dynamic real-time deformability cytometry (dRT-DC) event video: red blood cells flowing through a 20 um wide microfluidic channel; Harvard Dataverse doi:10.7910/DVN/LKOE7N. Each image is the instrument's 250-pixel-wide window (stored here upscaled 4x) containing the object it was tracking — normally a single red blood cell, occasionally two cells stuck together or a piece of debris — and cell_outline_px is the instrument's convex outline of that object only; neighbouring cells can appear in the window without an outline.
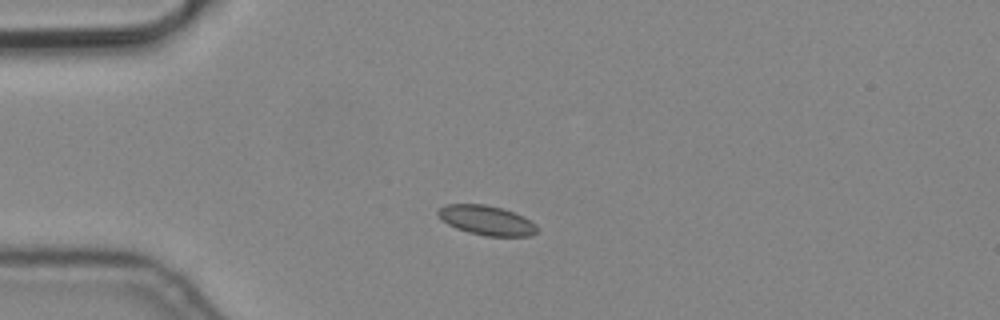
{"species": "common noctule bat (a hibernating species)", "species_latin": "Nyctalus noctula", "temperature_condition": "cold", "stored_images_in_passage": 5, "camera_frame_rate_fps": 3000, "um_per_image_px": 0.085, "animal": {"sex": "male", "body_mass_g": 19.2, "forearm_length_mm": 51.8}, "frame": {"image": 1, "passage_image": 1, "time_ms": 0.0, "image_size_px": [1000, 320], "cell_outline_px": [[536, 232], [528, 236], [484, 236], [468, 232], [456, 228], [448, 224], [436, 212], [444, 204], [484, 204], [500, 208], [524, 216], [536, 224]], "centroid_in_image_um": [41.35, 18.73], "position_along_channel_um": 43.6, "area_um2": 16.88}}
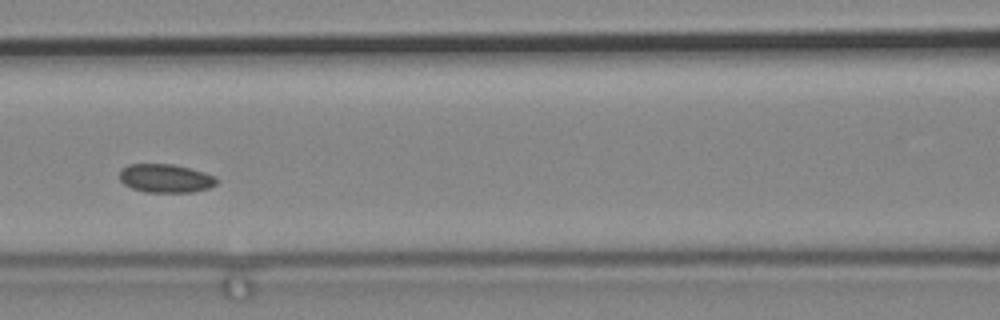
{"frame": {"image": 2, "passage_image": 4, "time_ms": 1.0, "image_size_px": [1000, 320], "cell_outline_px": [[216, 184], [208, 188], [192, 192], [144, 192], [132, 188], [124, 184], [120, 180], [120, 172], [128, 164], [172, 164], [204, 172], [216, 176]], "centroid_in_image_um": [14.07, 15.16], "position_along_channel_um": 152.5, "area_um2": 16.01}}
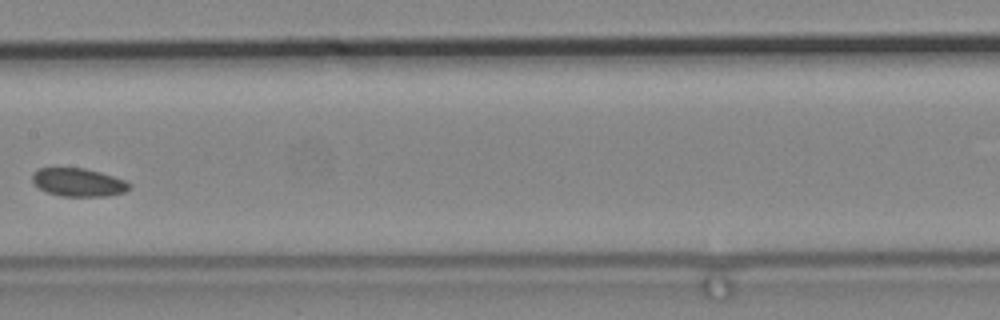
{"frame": {"image": 3, "passage_image": 5, "time_ms": 1.333, "image_size_px": [1000, 320], "cell_outline_px": [[132, 188], [124, 192], [104, 196], [60, 196], [48, 192], [40, 188], [32, 180], [32, 172], [40, 168], [84, 168], [100, 172], [124, 180], [132, 184]], "centroid_in_image_um": [6.68, 15.49], "position_along_channel_um": 200.7, "area_um2": 15.84}}